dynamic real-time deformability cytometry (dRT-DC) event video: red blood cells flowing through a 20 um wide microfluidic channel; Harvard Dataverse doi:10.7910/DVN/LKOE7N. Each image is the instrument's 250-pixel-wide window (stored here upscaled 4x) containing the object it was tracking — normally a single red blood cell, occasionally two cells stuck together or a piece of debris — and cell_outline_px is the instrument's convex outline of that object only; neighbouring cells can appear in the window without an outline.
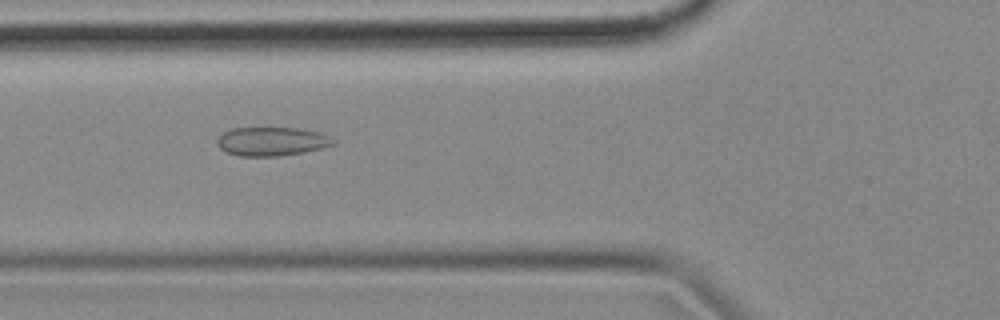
{"species": "common noctule bat (a hibernating species)", "species_latin": "Nyctalus noctula", "temperature_condition": "cold", "stored_images_in_passage": 56, "camera_frame_rate_fps": 3000, "um_per_image_px": 0.085, "animal": {"sex": "female", "body_mass_g": 18.4}, "frame": {"image": 1, "passage_image": 20, "time_ms": 6.333, "image_size_px": [1000, 320], "cell_outline_px": [[336, 144], [304, 152], [280, 156], [240, 156], [228, 152], [220, 148], [216, 144], [216, 140], [224, 132], [232, 128], [296, 128], [316, 132], [328, 136], [336, 140]], "centroid_in_image_um": [23.09, 12.02], "position_along_channel_um": 102.7, "area_um2": 19.31}}
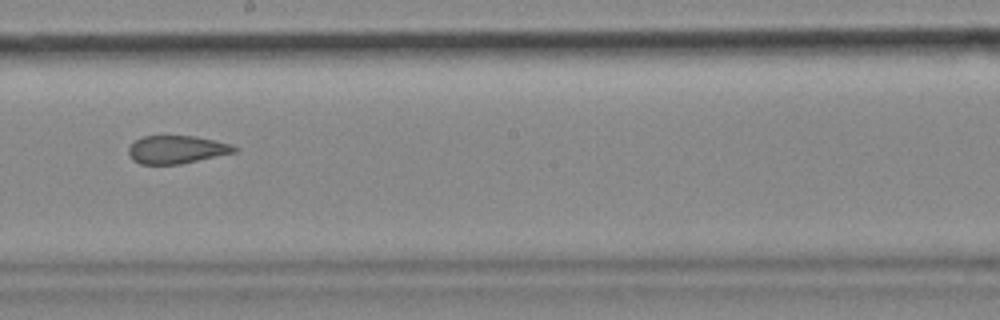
{"frame": {"image": 2, "passage_image": 31, "time_ms": 10.0, "image_size_px": [1000, 320], "cell_outline_px": [[240, 148], [236, 152], [180, 164], [140, 164], [132, 160], [128, 152], [128, 148], [136, 140], [144, 136], [196, 136], [232, 144]], "centroid_in_image_um": [15.04, 12.71], "position_along_channel_um": 233.2, "area_um2": 17.28}}
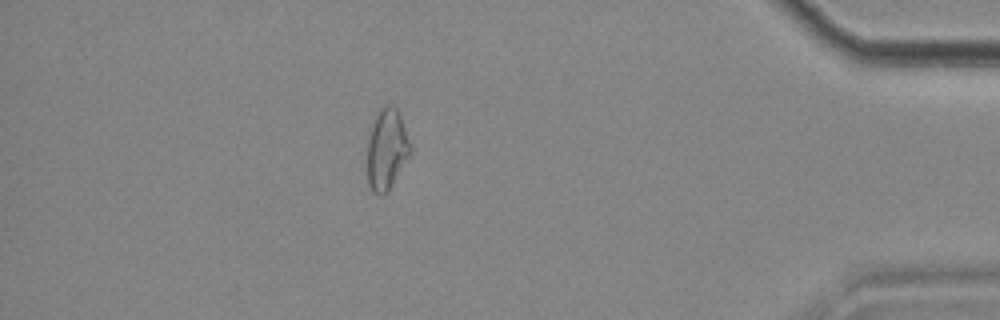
{"frame": {"image": 3, "passage_image": 49, "time_ms": 16.0, "image_size_px": [1000, 320], "cell_outline_px": [[412, 152], [388, 192], [380, 196], [372, 192], [368, 184], [368, 136], [376, 112], [380, 108], [388, 104], [392, 104], [396, 108], [400, 116], [412, 148]], "centroid_in_image_um": [32.87, 12.7], "position_along_channel_um": 402.3, "area_um2": 20.46}, "authors_computed_cell_mechanics": {"area_um2": 20.0855, "velocity_mm_per_s": 3.5661, "shape_relaxation_time_tau1_ms": null, "shape_relaxation_time_tau2_ms": 1.7349, "deformation_change_tau1": null, "deformation_change_tau2": 0.092}}